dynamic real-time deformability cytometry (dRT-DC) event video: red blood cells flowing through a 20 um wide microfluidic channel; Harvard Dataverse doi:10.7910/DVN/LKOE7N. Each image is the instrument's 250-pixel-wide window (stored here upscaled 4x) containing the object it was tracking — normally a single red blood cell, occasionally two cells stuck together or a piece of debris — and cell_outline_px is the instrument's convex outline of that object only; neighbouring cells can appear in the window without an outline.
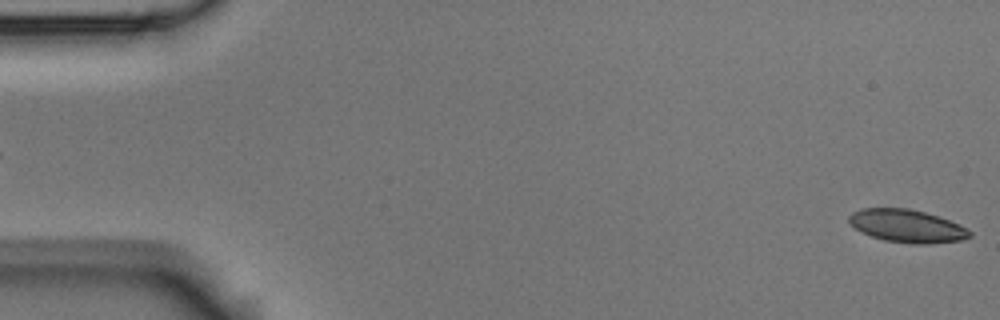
{"species": "Egyptian fruit bat (a non-hibernating species)", "species_latin": "Rousettus aegyptiacus", "temperature_condition": "room temperature", "stored_images_in_passage": 5, "segment_of_instrument_passage": [2, 2], "camera_frame_rate_fps": 3000, "um_per_image_px": 0.085, "animal": {"sex": "male"}, "frame": {"image": 1, "passage_image": 5, "time_ms": 1.333, "image_size_px": [1000, 320], "cell_outline_px": [[972, 236], [960, 240], [928, 244], [912, 244], [884, 240], [860, 232], [848, 220], [848, 216], [852, 212], [860, 208], [908, 208], [940, 216], [960, 224], [972, 232]], "centroid_in_image_um": [77.1, 19.2], "position_along_channel_um": 7.9, "area_um2": 23.24}}